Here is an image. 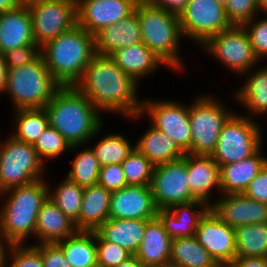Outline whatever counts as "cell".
Listing matches in <instances>:
<instances>
[{"mask_svg":"<svg viewBox=\"0 0 267 267\" xmlns=\"http://www.w3.org/2000/svg\"><path fill=\"white\" fill-rule=\"evenodd\" d=\"M101 112L119 113L124 117L140 114L142 100L138 99L139 83L109 57L95 55L75 84Z\"/></svg>","mask_w":267,"mask_h":267,"instance_id":"cell-1","label":"cell"},{"mask_svg":"<svg viewBox=\"0 0 267 267\" xmlns=\"http://www.w3.org/2000/svg\"><path fill=\"white\" fill-rule=\"evenodd\" d=\"M44 109L71 146L89 143L103 128L100 111L75 86H61Z\"/></svg>","mask_w":267,"mask_h":267,"instance_id":"cell-2","label":"cell"},{"mask_svg":"<svg viewBox=\"0 0 267 267\" xmlns=\"http://www.w3.org/2000/svg\"><path fill=\"white\" fill-rule=\"evenodd\" d=\"M41 55L61 86H75L96 55L94 35L77 24L41 46Z\"/></svg>","mask_w":267,"mask_h":267,"instance_id":"cell-3","label":"cell"},{"mask_svg":"<svg viewBox=\"0 0 267 267\" xmlns=\"http://www.w3.org/2000/svg\"><path fill=\"white\" fill-rule=\"evenodd\" d=\"M48 185L43 178L0 193V198L8 197L0 207V235L9 245L23 244L27 237L35 236L39 210L49 197Z\"/></svg>","mask_w":267,"mask_h":267,"instance_id":"cell-4","label":"cell"},{"mask_svg":"<svg viewBox=\"0 0 267 267\" xmlns=\"http://www.w3.org/2000/svg\"><path fill=\"white\" fill-rule=\"evenodd\" d=\"M134 12L140 21L142 42L169 69L180 71L183 68L182 58L179 56L183 35L178 15L155 7L148 0H140Z\"/></svg>","mask_w":267,"mask_h":267,"instance_id":"cell-5","label":"cell"},{"mask_svg":"<svg viewBox=\"0 0 267 267\" xmlns=\"http://www.w3.org/2000/svg\"><path fill=\"white\" fill-rule=\"evenodd\" d=\"M61 85L53 78L40 55L28 65L8 68L5 93L14 109L44 108Z\"/></svg>","mask_w":267,"mask_h":267,"instance_id":"cell-6","label":"cell"},{"mask_svg":"<svg viewBox=\"0 0 267 267\" xmlns=\"http://www.w3.org/2000/svg\"><path fill=\"white\" fill-rule=\"evenodd\" d=\"M44 164L34 145L10 135L0 142V193L43 179Z\"/></svg>","mask_w":267,"mask_h":267,"instance_id":"cell-7","label":"cell"},{"mask_svg":"<svg viewBox=\"0 0 267 267\" xmlns=\"http://www.w3.org/2000/svg\"><path fill=\"white\" fill-rule=\"evenodd\" d=\"M251 117L235 112L222 126L215 151L211 155L220 167L244 160L263 146L262 129Z\"/></svg>","mask_w":267,"mask_h":267,"instance_id":"cell-8","label":"cell"},{"mask_svg":"<svg viewBox=\"0 0 267 267\" xmlns=\"http://www.w3.org/2000/svg\"><path fill=\"white\" fill-rule=\"evenodd\" d=\"M209 96H200L189 105L191 150L194 155H212L215 151L222 126L233 114L226 107ZM231 110V112H230Z\"/></svg>","mask_w":267,"mask_h":267,"instance_id":"cell-9","label":"cell"},{"mask_svg":"<svg viewBox=\"0 0 267 267\" xmlns=\"http://www.w3.org/2000/svg\"><path fill=\"white\" fill-rule=\"evenodd\" d=\"M201 47L238 75L252 70L259 62L243 26L233 25L209 37Z\"/></svg>","mask_w":267,"mask_h":267,"instance_id":"cell-10","label":"cell"},{"mask_svg":"<svg viewBox=\"0 0 267 267\" xmlns=\"http://www.w3.org/2000/svg\"><path fill=\"white\" fill-rule=\"evenodd\" d=\"M33 36L40 47L77 25V3L69 0H25Z\"/></svg>","mask_w":267,"mask_h":267,"instance_id":"cell-11","label":"cell"},{"mask_svg":"<svg viewBox=\"0 0 267 267\" xmlns=\"http://www.w3.org/2000/svg\"><path fill=\"white\" fill-rule=\"evenodd\" d=\"M178 17L183 37L198 45L233 26L225 7L215 0H189Z\"/></svg>","mask_w":267,"mask_h":267,"instance_id":"cell-12","label":"cell"},{"mask_svg":"<svg viewBox=\"0 0 267 267\" xmlns=\"http://www.w3.org/2000/svg\"><path fill=\"white\" fill-rule=\"evenodd\" d=\"M181 102L170 100H143L139 115L129 117L138 119L145 114L148 116L151 125L167 134L185 152L191 150V127L189 106L180 104Z\"/></svg>","mask_w":267,"mask_h":267,"instance_id":"cell-13","label":"cell"},{"mask_svg":"<svg viewBox=\"0 0 267 267\" xmlns=\"http://www.w3.org/2000/svg\"><path fill=\"white\" fill-rule=\"evenodd\" d=\"M188 181L187 153L178 160L155 166L150 187L158 210L197 200Z\"/></svg>","mask_w":267,"mask_h":267,"instance_id":"cell-14","label":"cell"},{"mask_svg":"<svg viewBox=\"0 0 267 267\" xmlns=\"http://www.w3.org/2000/svg\"><path fill=\"white\" fill-rule=\"evenodd\" d=\"M140 0H77V24L95 35L135 11Z\"/></svg>","mask_w":267,"mask_h":267,"instance_id":"cell-15","label":"cell"},{"mask_svg":"<svg viewBox=\"0 0 267 267\" xmlns=\"http://www.w3.org/2000/svg\"><path fill=\"white\" fill-rule=\"evenodd\" d=\"M195 237L218 265L231 264L236 258L235 228L221 221L211 210L200 220Z\"/></svg>","mask_w":267,"mask_h":267,"instance_id":"cell-16","label":"cell"},{"mask_svg":"<svg viewBox=\"0 0 267 267\" xmlns=\"http://www.w3.org/2000/svg\"><path fill=\"white\" fill-rule=\"evenodd\" d=\"M210 210L232 228L255 223H267V204L248 198L244 193L221 194Z\"/></svg>","mask_w":267,"mask_h":267,"instance_id":"cell-17","label":"cell"},{"mask_svg":"<svg viewBox=\"0 0 267 267\" xmlns=\"http://www.w3.org/2000/svg\"><path fill=\"white\" fill-rule=\"evenodd\" d=\"M157 211L150 186L128 185L111 192L109 218L153 219Z\"/></svg>","mask_w":267,"mask_h":267,"instance_id":"cell-18","label":"cell"},{"mask_svg":"<svg viewBox=\"0 0 267 267\" xmlns=\"http://www.w3.org/2000/svg\"><path fill=\"white\" fill-rule=\"evenodd\" d=\"M199 209V210H198ZM210 206L200 200L176 204L168 209H159L157 217L171 239L195 236L200 220Z\"/></svg>","mask_w":267,"mask_h":267,"instance_id":"cell-19","label":"cell"},{"mask_svg":"<svg viewBox=\"0 0 267 267\" xmlns=\"http://www.w3.org/2000/svg\"><path fill=\"white\" fill-rule=\"evenodd\" d=\"M26 45H37L32 18L26 3L9 12L0 13V53Z\"/></svg>","mask_w":267,"mask_h":267,"instance_id":"cell-20","label":"cell"},{"mask_svg":"<svg viewBox=\"0 0 267 267\" xmlns=\"http://www.w3.org/2000/svg\"><path fill=\"white\" fill-rule=\"evenodd\" d=\"M142 42L141 25L134 12L129 17L111 24L94 35L95 53L110 56L113 52Z\"/></svg>","mask_w":267,"mask_h":267,"instance_id":"cell-21","label":"cell"},{"mask_svg":"<svg viewBox=\"0 0 267 267\" xmlns=\"http://www.w3.org/2000/svg\"><path fill=\"white\" fill-rule=\"evenodd\" d=\"M187 176L191 194L210 206L211 190L216 187L221 192L220 166L211 155L187 153Z\"/></svg>","mask_w":267,"mask_h":267,"instance_id":"cell-22","label":"cell"},{"mask_svg":"<svg viewBox=\"0 0 267 267\" xmlns=\"http://www.w3.org/2000/svg\"><path fill=\"white\" fill-rule=\"evenodd\" d=\"M77 231L74 221L48 197L37 216L35 238L40 242L35 244L57 243L71 237Z\"/></svg>","mask_w":267,"mask_h":267,"instance_id":"cell-23","label":"cell"},{"mask_svg":"<svg viewBox=\"0 0 267 267\" xmlns=\"http://www.w3.org/2000/svg\"><path fill=\"white\" fill-rule=\"evenodd\" d=\"M262 146L250 157L239 162L228 163L220 167V187L222 194L244 193L250 182L267 163Z\"/></svg>","mask_w":267,"mask_h":267,"instance_id":"cell-24","label":"cell"},{"mask_svg":"<svg viewBox=\"0 0 267 267\" xmlns=\"http://www.w3.org/2000/svg\"><path fill=\"white\" fill-rule=\"evenodd\" d=\"M172 239L160 219L156 216L146 224L143 240L135 256L146 267L169 265Z\"/></svg>","mask_w":267,"mask_h":267,"instance_id":"cell-25","label":"cell"},{"mask_svg":"<svg viewBox=\"0 0 267 267\" xmlns=\"http://www.w3.org/2000/svg\"><path fill=\"white\" fill-rule=\"evenodd\" d=\"M123 72L131 75L138 83L142 77L166 64L154 54L143 42L121 48L109 56Z\"/></svg>","mask_w":267,"mask_h":267,"instance_id":"cell-26","label":"cell"},{"mask_svg":"<svg viewBox=\"0 0 267 267\" xmlns=\"http://www.w3.org/2000/svg\"><path fill=\"white\" fill-rule=\"evenodd\" d=\"M150 219H107L95 232L104 240L120 245L135 255Z\"/></svg>","mask_w":267,"mask_h":267,"instance_id":"cell-27","label":"cell"},{"mask_svg":"<svg viewBox=\"0 0 267 267\" xmlns=\"http://www.w3.org/2000/svg\"><path fill=\"white\" fill-rule=\"evenodd\" d=\"M111 192L98 184L85 187L79 213V231H96L107 219Z\"/></svg>","mask_w":267,"mask_h":267,"instance_id":"cell-28","label":"cell"},{"mask_svg":"<svg viewBox=\"0 0 267 267\" xmlns=\"http://www.w3.org/2000/svg\"><path fill=\"white\" fill-rule=\"evenodd\" d=\"M135 148L149 159L154 166L178 160L186 154L166 133L152 125L136 141Z\"/></svg>","mask_w":267,"mask_h":267,"instance_id":"cell-29","label":"cell"},{"mask_svg":"<svg viewBox=\"0 0 267 267\" xmlns=\"http://www.w3.org/2000/svg\"><path fill=\"white\" fill-rule=\"evenodd\" d=\"M55 244L62 250L71 267H98L95 231H77Z\"/></svg>","mask_w":267,"mask_h":267,"instance_id":"cell-30","label":"cell"},{"mask_svg":"<svg viewBox=\"0 0 267 267\" xmlns=\"http://www.w3.org/2000/svg\"><path fill=\"white\" fill-rule=\"evenodd\" d=\"M251 71L253 69L243 74L248 73L249 77L235 93L234 98L237 97L236 102L242 103L251 115H264L267 113V66L257 70L255 68L253 73Z\"/></svg>","mask_w":267,"mask_h":267,"instance_id":"cell-31","label":"cell"},{"mask_svg":"<svg viewBox=\"0 0 267 267\" xmlns=\"http://www.w3.org/2000/svg\"><path fill=\"white\" fill-rule=\"evenodd\" d=\"M169 265L173 267H218L195 236L172 239Z\"/></svg>","mask_w":267,"mask_h":267,"instance_id":"cell-32","label":"cell"},{"mask_svg":"<svg viewBox=\"0 0 267 267\" xmlns=\"http://www.w3.org/2000/svg\"><path fill=\"white\" fill-rule=\"evenodd\" d=\"M15 128L11 134L15 139L34 145L49 126L44 108L15 109Z\"/></svg>","mask_w":267,"mask_h":267,"instance_id":"cell-33","label":"cell"},{"mask_svg":"<svg viewBox=\"0 0 267 267\" xmlns=\"http://www.w3.org/2000/svg\"><path fill=\"white\" fill-rule=\"evenodd\" d=\"M236 257H267V223L235 228Z\"/></svg>","mask_w":267,"mask_h":267,"instance_id":"cell-34","label":"cell"},{"mask_svg":"<svg viewBox=\"0 0 267 267\" xmlns=\"http://www.w3.org/2000/svg\"><path fill=\"white\" fill-rule=\"evenodd\" d=\"M123 135L118 132L107 134L94 145L92 150L100 166L121 164L135 150V144L132 146Z\"/></svg>","mask_w":267,"mask_h":267,"instance_id":"cell-35","label":"cell"},{"mask_svg":"<svg viewBox=\"0 0 267 267\" xmlns=\"http://www.w3.org/2000/svg\"><path fill=\"white\" fill-rule=\"evenodd\" d=\"M64 178L54 190L49 189V197L60 210L74 221L76 229L79 231V213L84 188L72 182L66 176Z\"/></svg>","mask_w":267,"mask_h":267,"instance_id":"cell-36","label":"cell"},{"mask_svg":"<svg viewBox=\"0 0 267 267\" xmlns=\"http://www.w3.org/2000/svg\"><path fill=\"white\" fill-rule=\"evenodd\" d=\"M79 152L74 160L72 159V167L66 177L72 182L85 188L96 185L100 171V164L96 158L92 148H85Z\"/></svg>","mask_w":267,"mask_h":267,"instance_id":"cell-37","label":"cell"},{"mask_svg":"<svg viewBox=\"0 0 267 267\" xmlns=\"http://www.w3.org/2000/svg\"><path fill=\"white\" fill-rule=\"evenodd\" d=\"M127 185L150 186L154 164L136 148L121 163Z\"/></svg>","mask_w":267,"mask_h":267,"instance_id":"cell-38","label":"cell"},{"mask_svg":"<svg viewBox=\"0 0 267 267\" xmlns=\"http://www.w3.org/2000/svg\"><path fill=\"white\" fill-rule=\"evenodd\" d=\"M83 145L71 146L68 141L52 126H48L34 144L38 156L43 162L56 159L63 152L75 150ZM75 148V149H74Z\"/></svg>","mask_w":267,"mask_h":267,"instance_id":"cell-39","label":"cell"},{"mask_svg":"<svg viewBox=\"0 0 267 267\" xmlns=\"http://www.w3.org/2000/svg\"><path fill=\"white\" fill-rule=\"evenodd\" d=\"M7 253H9V255ZM5 267H44V266L41 253L33 245L26 246L24 244H11L8 246L6 250Z\"/></svg>","mask_w":267,"mask_h":267,"instance_id":"cell-40","label":"cell"},{"mask_svg":"<svg viewBox=\"0 0 267 267\" xmlns=\"http://www.w3.org/2000/svg\"><path fill=\"white\" fill-rule=\"evenodd\" d=\"M132 254L120 245L104 241L96 233V257L98 267H117Z\"/></svg>","mask_w":267,"mask_h":267,"instance_id":"cell-41","label":"cell"},{"mask_svg":"<svg viewBox=\"0 0 267 267\" xmlns=\"http://www.w3.org/2000/svg\"><path fill=\"white\" fill-rule=\"evenodd\" d=\"M225 11L230 23L237 26H242L260 13L257 0H229Z\"/></svg>","mask_w":267,"mask_h":267,"instance_id":"cell-42","label":"cell"},{"mask_svg":"<svg viewBox=\"0 0 267 267\" xmlns=\"http://www.w3.org/2000/svg\"><path fill=\"white\" fill-rule=\"evenodd\" d=\"M242 26L249 35L257 59L260 61L262 57L267 58V16L261 19L255 16Z\"/></svg>","mask_w":267,"mask_h":267,"instance_id":"cell-43","label":"cell"},{"mask_svg":"<svg viewBox=\"0 0 267 267\" xmlns=\"http://www.w3.org/2000/svg\"><path fill=\"white\" fill-rule=\"evenodd\" d=\"M98 185L110 192L118 191L127 185L121 164L101 166L98 176Z\"/></svg>","mask_w":267,"mask_h":267,"instance_id":"cell-44","label":"cell"},{"mask_svg":"<svg viewBox=\"0 0 267 267\" xmlns=\"http://www.w3.org/2000/svg\"><path fill=\"white\" fill-rule=\"evenodd\" d=\"M2 55L7 68H16L35 61L41 55V47L39 45H26L7 51Z\"/></svg>","mask_w":267,"mask_h":267,"instance_id":"cell-45","label":"cell"},{"mask_svg":"<svg viewBox=\"0 0 267 267\" xmlns=\"http://www.w3.org/2000/svg\"><path fill=\"white\" fill-rule=\"evenodd\" d=\"M41 253L44 267H71L62 250L55 244H33Z\"/></svg>","mask_w":267,"mask_h":267,"instance_id":"cell-46","label":"cell"},{"mask_svg":"<svg viewBox=\"0 0 267 267\" xmlns=\"http://www.w3.org/2000/svg\"><path fill=\"white\" fill-rule=\"evenodd\" d=\"M244 194L252 200L267 204V163L259 174L250 182Z\"/></svg>","mask_w":267,"mask_h":267,"instance_id":"cell-47","label":"cell"},{"mask_svg":"<svg viewBox=\"0 0 267 267\" xmlns=\"http://www.w3.org/2000/svg\"><path fill=\"white\" fill-rule=\"evenodd\" d=\"M155 7L165 9L177 15L184 9L189 0H148Z\"/></svg>","mask_w":267,"mask_h":267,"instance_id":"cell-48","label":"cell"},{"mask_svg":"<svg viewBox=\"0 0 267 267\" xmlns=\"http://www.w3.org/2000/svg\"><path fill=\"white\" fill-rule=\"evenodd\" d=\"M233 267H267V257H236Z\"/></svg>","mask_w":267,"mask_h":267,"instance_id":"cell-49","label":"cell"},{"mask_svg":"<svg viewBox=\"0 0 267 267\" xmlns=\"http://www.w3.org/2000/svg\"><path fill=\"white\" fill-rule=\"evenodd\" d=\"M25 0H0V13L16 10Z\"/></svg>","mask_w":267,"mask_h":267,"instance_id":"cell-50","label":"cell"},{"mask_svg":"<svg viewBox=\"0 0 267 267\" xmlns=\"http://www.w3.org/2000/svg\"><path fill=\"white\" fill-rule=\"evenodd\" d=\"M8 68L4 56L0 53V93H4L7 84Z\"/></svg>","mask_w":267,"mask_h":267,"instance_id":"cell-51","label":"cell"},{"mask_svg":"<svg viewBox=\"0 0 267 267\" xmlns=\"http://www.w3.org/2000/svg\"><path fill=\"white\" fill-rule=\"evenodd\" d=\"M117 267H146L135 255L120 263Z\"/></svg>","mask_w":267,"mask_h":267,"instance_id":"cell-52","label":"cell"},{"mask_svg":"<svg viewBox=\"0 0 267 267\" xmlns=\"http://www.w3.org/2000/svg\"><path fill=\"white\" fill-rule=\"evenodd\" d=\"M9 244L0 235V262H5V254Z\"/></svg>","mask_w":267,"mask_h":267,"instance_id":"cell-53","label":"cell"},{"mask_svg":"<svg viewBox=\"0 0 267 267\" xmlns=\"http://www.w3.org/2000/svg\"><path fill=\"white\" fill-rule=\"evenodd\" d=\"M260 12L264 11L267 15V0H257Z\"/></svg>","mask_w":267,"mask_h":267,"instance_id":"cell-54","label":"cell"},{"mask_svg":"<svg viewBox=\"0 0 267 267\" xmlns=\"http://www.w3.org/2000/svg\"><path fill=\"white\" fill-rule=\"evenodd\" d=\"M217 1L219 4H221L223 7H225L228 3L229 0H215Z\"/></svg>","mask_w":267,"mask_h":267,"instance_id":"cell-55","label":"cell"},{"mask_svg":"<svg viewBox=\"0 0 267 267\" xmlns=\"http://www.w3.org/2000/svg\"><path fill=\"white\" fill-rule=\"evenodd\" d=\"M218 267H233L231 264H227V265H219Z\"/></svg>","mask_w":267,"mask_h":267,"instance_id":"cell-56","label":"cell"},{"mask_svg":"<svg viewBox=\"0 0 267 267\" xmlns=\"http://www.w3.org/2000/svg\"><path fill=\"white\" fill-rule=\"evenodd\" d=\"M0 267H5V262H0Z\"/></svg>","mask_w":267,"mask_h":267,"instance_id":"cell-57","label":"cell"}]
</instances>
